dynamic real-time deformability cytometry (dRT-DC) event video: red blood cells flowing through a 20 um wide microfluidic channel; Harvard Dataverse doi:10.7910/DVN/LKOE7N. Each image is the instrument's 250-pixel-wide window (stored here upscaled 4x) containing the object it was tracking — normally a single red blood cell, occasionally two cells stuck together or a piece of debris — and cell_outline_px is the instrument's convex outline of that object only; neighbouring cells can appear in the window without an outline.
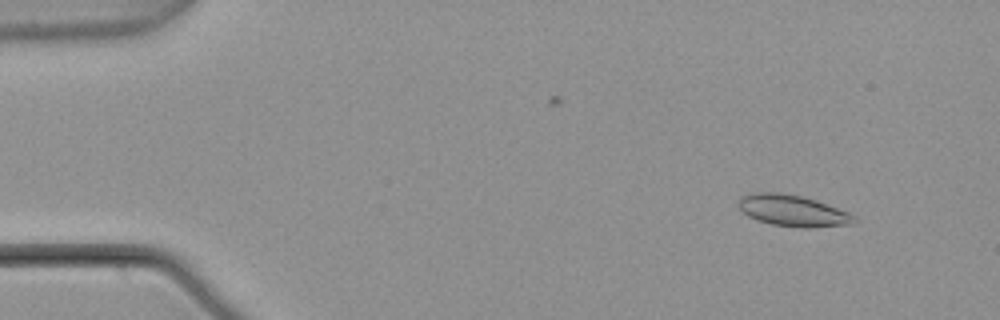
{"species": "common noctule bat (a hibernating species)", "species_latin": "Nyctalus noctula", "temperature_condition": "warm", "stored_images_in_passage": 4, "camera_frame_rate_fps": 3000, "um_per_image_px": 0.085, "animal": {"sex": "male", "body_mass_g": 21.5, "forearm_length_mm": 52.0}, "frame": {"image": 1, "passage_image": 1, "time_ms": 0.0, "image_size_px": [1000, 320], "cell_outline_px": [[856, 220], [852, 224], [808, 228], [804, 228], [772, 224], [756, 220], [748, 216], [740, 208], [740, 196], [756, 192], [780, 192], [800, 196], [816, 200], [848, 212], [856, 216]], "centroid_in_image_um": [67.4, 17.91], "position_along_channel_um": 17.6, "area_um2": 20.98}}
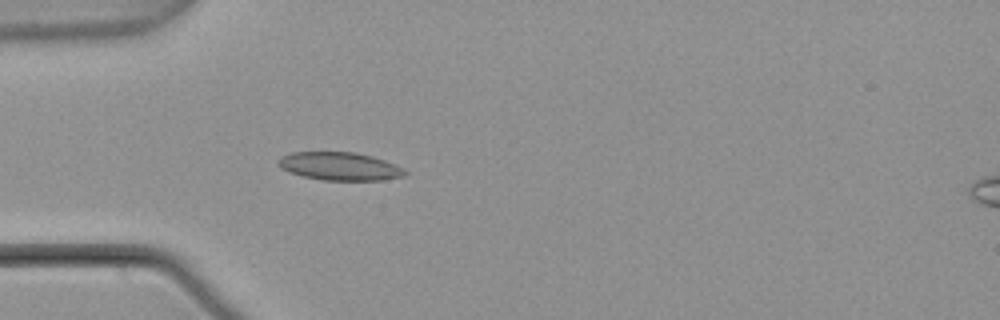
{"frame": {"image": 2, "passage_image": 4, "time_ms": 1.0, "image_size_px": [1000, 320], "cell_outline_px": [[408, 172], [404, 176], [384, 180], [324, 180], [304, 176], [288, 172], [280, 168], [280, 156], [292, 152], [356, 152], [372, 156], [384, 160], [404, 168]], "centroid_in_image_um": [28.9, 14.13], "position_along_channel_um": 56.1, "area_um2": 20.69}}